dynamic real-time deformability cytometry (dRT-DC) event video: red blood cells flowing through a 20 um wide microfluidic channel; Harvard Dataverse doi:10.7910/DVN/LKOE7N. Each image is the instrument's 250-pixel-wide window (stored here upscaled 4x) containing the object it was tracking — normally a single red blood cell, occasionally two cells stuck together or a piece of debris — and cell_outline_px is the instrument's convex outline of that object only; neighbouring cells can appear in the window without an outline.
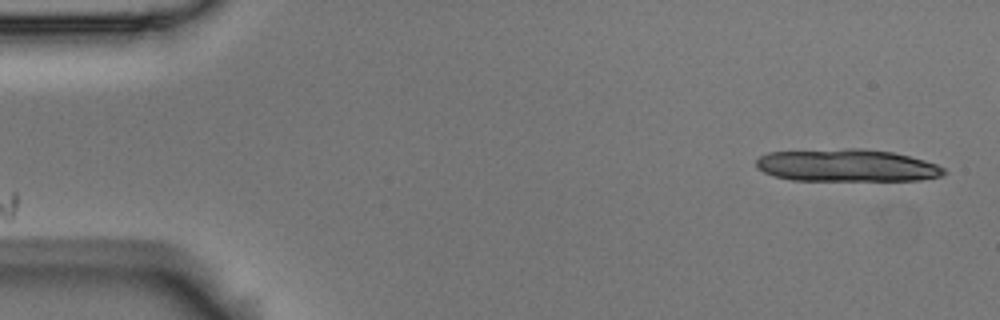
{"species": "Egyptian fruit bat (a non-hibernating species)", "species_latin": "Rousettus aegyptiacus", "temperature_condition": "room temperature", "stored_images_in_passage": 13, "camera_frame_rate_fps": 3000, "um_per_image_px": 0.085, "animal": {"sex": "male"}, "frame": {"image": 1, "passage_image": 1, "time_ms": 0.0, "image_size_px": [1000, 320], "cell_outline_px": [[948, 172], [944, 176], [920, 180], [792, 180], [776, 176], [764, 172], [756, 168], [756, 160], [760, 156], [768, 152], [848, 148], [860, 148], [892, 152], [924, 160], [936, 164], [944, 168]], "centroid_in_image_um": [72.0, 14.06], "position_along_channel_um": 13.0, "area_um2": 35.55}}